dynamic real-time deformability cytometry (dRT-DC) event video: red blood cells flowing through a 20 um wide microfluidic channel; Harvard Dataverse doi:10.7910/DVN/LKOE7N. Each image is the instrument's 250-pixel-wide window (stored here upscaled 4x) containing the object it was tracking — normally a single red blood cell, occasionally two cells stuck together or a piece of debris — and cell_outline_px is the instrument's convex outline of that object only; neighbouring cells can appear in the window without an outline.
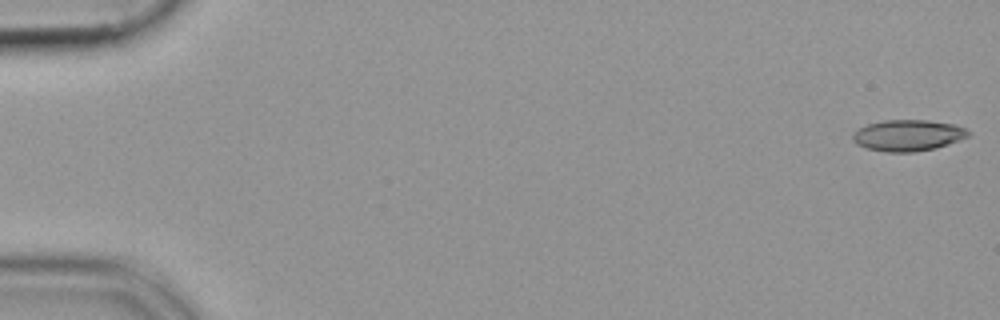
{"species": "common noctule bat (a hibernating species)", "species_latin": "Nyctalus noctula", "temperature_condition": "cold", "stored_images_in_passage": 54, "camera_frame_rate_fps": 3000, "um_per_image_px": 0.085, "animal": {"sex": "female", "body_mass_g": 19.9}, "frame": {"image": 1, "passage_image": 1, "time_ms": 0.0, "image_size_px": [1000, 320], "cell_outline_px": [[972, 136], [936, 148], [912, 152], [884, 152], [868, 148], [856, 144], [852, 140], [852, 132], [868, 124], [884, 120], [928, 120], [956, 124], [968, 128], [972, 132]], "centroid_in_image_um": [77.24, 11.5], "position_along_channel_um": 7.8, "area_um2": 21.39}}
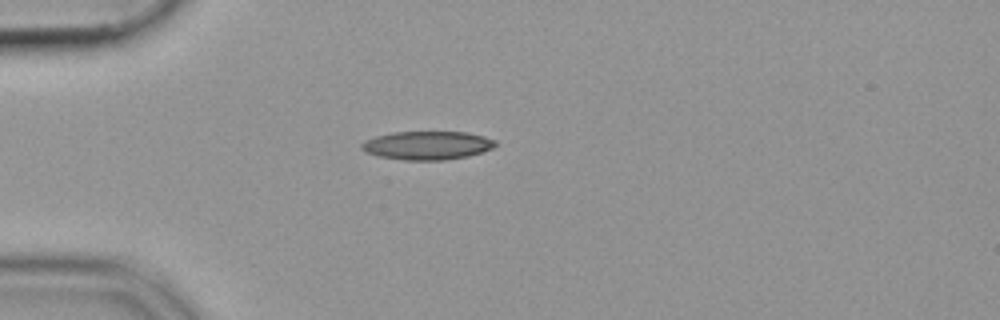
{"frame": {"image": 2, "passage_image": 15, "time_ms": 4.667, "image_size_px": [1000, 320], "cell_outline_px": [[496, 144], [492, 148], [468, 156], [444, 160], [404, 160], [376, 156], [364, 152], [360, 148], [360, 144], [364, 140], [376, 136], [392, 132], [468, 132], [484, 136], [496, 140]], "centroid_in_image_um": [36.27, 12.36], "position_along_channel_um": 48.7, "area_um2": 22.37}}
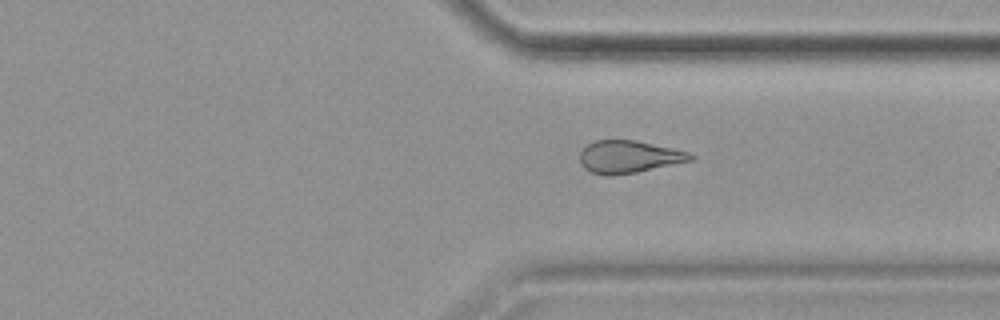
{"frame": {"image": 3, "passage_image": 41, "time_ms": 13.333, "image_size_px": [1000, 320], "cell_outline_px": [[696, 156], [692, 160], [636, 172], [612, 176], [608, 176], [592, 172], [584, 168], [580, 164], [580, 152], [588, 144], [596, 140], [636, 140], [672, 148], [688, 152]], "centroid_in_image_um": [53.43, 13.33], "position_along_channel_um": 358.0, "area_um2": 20.81}}